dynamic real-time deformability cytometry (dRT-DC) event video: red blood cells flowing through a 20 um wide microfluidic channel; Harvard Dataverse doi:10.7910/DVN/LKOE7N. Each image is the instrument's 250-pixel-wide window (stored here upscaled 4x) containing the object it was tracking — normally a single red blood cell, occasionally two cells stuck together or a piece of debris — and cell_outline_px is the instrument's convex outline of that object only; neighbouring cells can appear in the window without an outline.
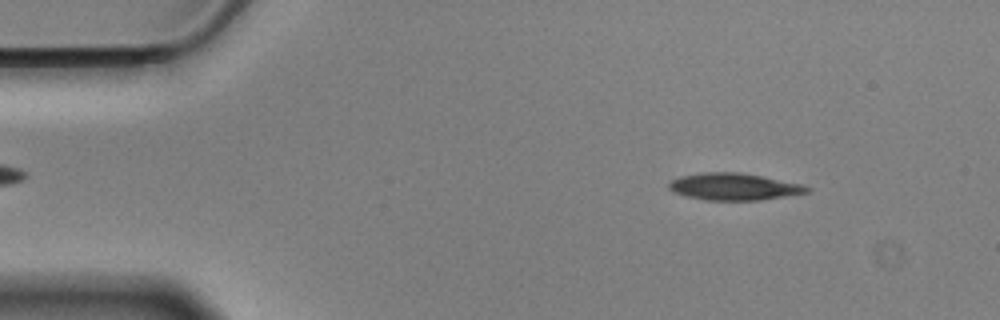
{"species": "Egyptian fruit bat (a non-hibernating species)", "species_latin": "Rousettus aegyptiacus", "temperature_condition": "cold", "stored_images_in_passage": 56, "camera_frame_rate_fps": 3000, "um_per_image_px": 0.085, "animal": {"sex": "male"}, "frame": {"image": 1, "passage_image": 7, "time_ms": 2.0, "image_size_px": [1000, 320], "cell_outline_px": [[812, 188], [808, 192], [760, 200], [704, 200], [684, 196], [668, 188], [668, 184], [672, 180], [680, 176], [700, 172], [740, 172], [800, 184]], "centroid_in_image_um": [62.33, 15.86], "position_along_channel_um": 22.7, "area_um2": 21.5}}
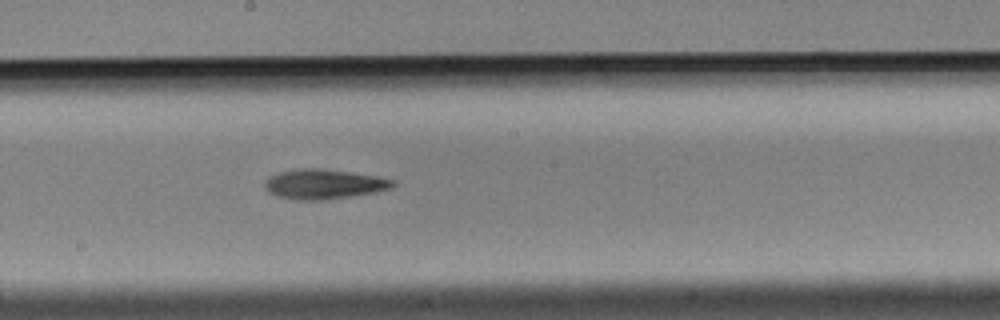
{"frame": {"image": 2, "passage_image": 30, "time_ms": 9.667, "image_size_px": [1000, 320], "cell_outline_px": [[396, 184], [392, 188], [376, 192], [328, 200], [300, 200], [276, 196], [268, 192], [264, 184], [272, 176], [280, 172], [300, 168], [320, 168], [376, 176], [396, 180]], "centroid_in_image_um": [27.58, 15.66], "position_along_channel_um": 220.6, "area_um2": 22.14}}
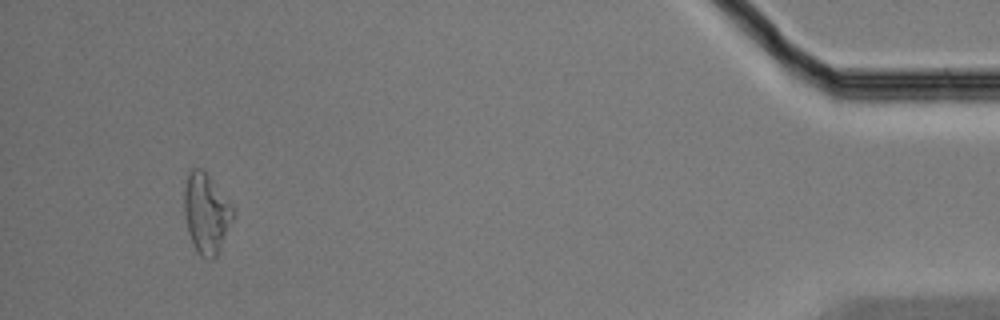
{"frame": {"image": 3, "passage_image": 53, "time_ms": 17.333, "image_size_px": [1000, 320], "cell_outline_px": [[232, 216], [216, 256], [212, 260], [204, 260], [196, 252], [192, 244], [188, 232], [184, 216], [184, 188], [188, 172], [192, 168], [200, 168], [208, 176], [232, 208]], "centroid_in_image_um": [17.45, 18.18], "position_along_channel_um": 417.8, "area_um2": 22.02}, "authors_computed_cell_mechanics": {"area_um2": 21.3282, "velocity_mm_per_s": 3.5092, "shape_relaxation_time_tau1_ms": 8.1728, "shape_relaxation_time_tau2_ms": null, "deformation_change_tau1": 0.1758, "deformation_change_tau2": null}}